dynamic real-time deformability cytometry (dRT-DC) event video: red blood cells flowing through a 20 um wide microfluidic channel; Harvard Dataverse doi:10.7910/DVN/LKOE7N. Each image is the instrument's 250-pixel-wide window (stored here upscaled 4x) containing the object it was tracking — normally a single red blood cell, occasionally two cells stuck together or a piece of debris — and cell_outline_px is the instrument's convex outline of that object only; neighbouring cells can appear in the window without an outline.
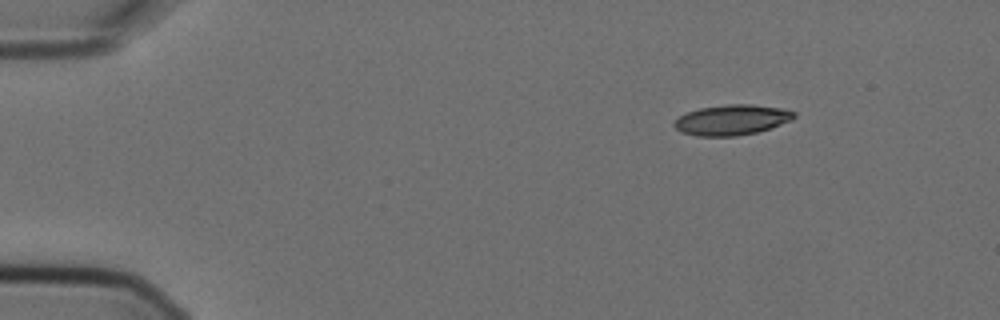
{"species": "Egyptian fruit bat (a non-hibernating species)", "species_latin": "Rousettus aegyptiacus", "temperature_condition": "cold", "stored_images_in_passage": 3, "camera_frame_rate_fps": 3000, "um_per_image_px": 0.085, "animal": {"sex": "female"}, "frame": {"image": 1, "passage_image": 1, "time_ms": 0.0, "image_size_px": [1000, 320], "cell_outline_px": [[796, 116], [792, 120], [756, 132], [736, 136], [696, 136], [680, 132], [672, 124], [680, 116], [688, 112], [700, 108], [728, 104], [752, 104], [780, 108], [796, 112]], "centroid_in_image_um": [62.19, 10.19], "position_along_channel_um": 22.8, "area_um2": 21.04}}
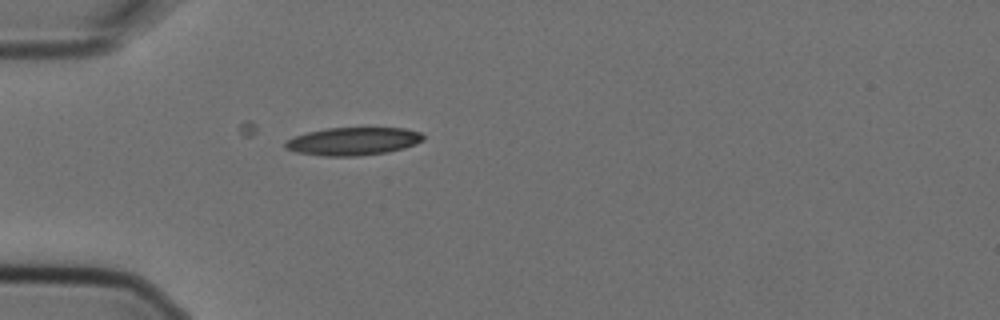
{"frame": {"image": 2, "passage_image": 3, "time_ms": 0.667, "image_size_px": [1000, 320], "cell_outline_px": [[424, 140], [416, 144], [404, 148], [388, 152], [356, 156], [324, 156], [296, 152], [284, 148], [284, 144], [288, 140], [296, 136], [308, 132], [328, 128], [404, 128], [420, 132], [424, 136]], "centroid_in_image_um": [30.04, 12.01], "position_along_channel_um": 55.0, "area_um2": 22.37}}